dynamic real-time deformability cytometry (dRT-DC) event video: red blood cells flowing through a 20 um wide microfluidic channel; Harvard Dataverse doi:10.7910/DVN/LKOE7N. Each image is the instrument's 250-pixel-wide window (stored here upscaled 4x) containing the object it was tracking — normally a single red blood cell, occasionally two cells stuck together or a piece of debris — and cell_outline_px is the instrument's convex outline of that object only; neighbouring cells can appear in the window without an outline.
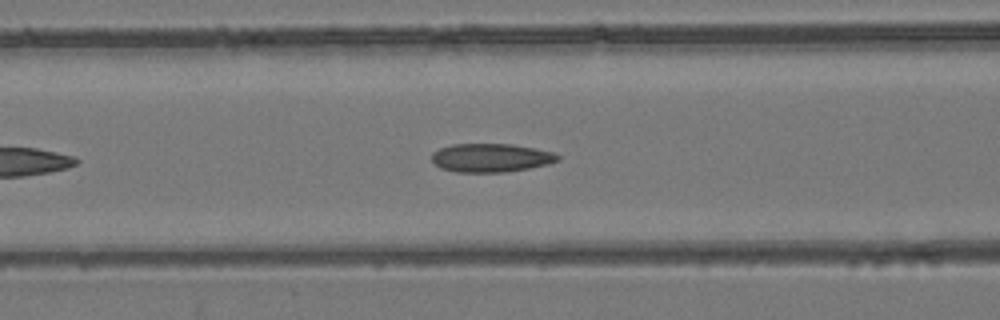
{"species": "common noctule bat (a hibernating species)", "species_latin": "Nyctalus noctula", "temperature_condition": "room temperature", "stored_images_in_passage": 31, "camera_frame_rate_fps": 3000, "um_per_image_px": 0.085, "animal": {"sex": "female", "body_mass_g": 24.6, "forearm_length_mm": 56.2}, "frame": {"image": 1, "passage_image": 10, "time_ms": 3.0, "image_size_px": [1000, 320], "cell_outline_px": [[560, 160], [548, 164], [528, 168], [504, 172], [456, 172], [440, 168], [432, 160], [432, 152], [440, 148], [452, 144], [512, 144], [536, 148], [556, 152], [560, 156]], "centroid_in_image_um": [41.76, 13.4], "position_along_channel_um": 124.8, "area_um2": 21.1}}
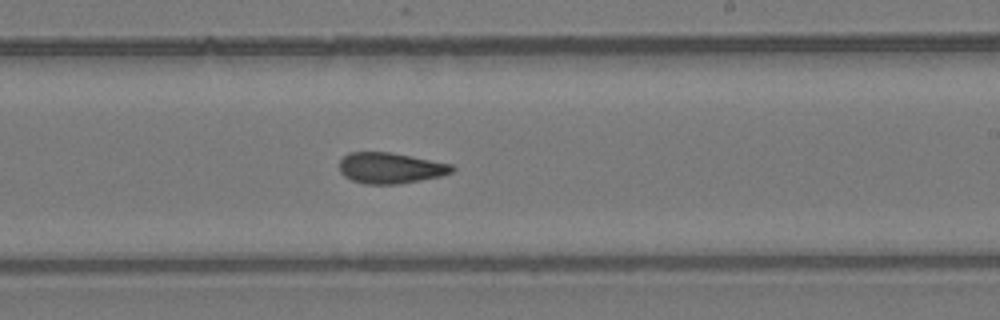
{"frame": {"image": 2, "passage_image": 20, "time_ms": 6.333, "image_size_px": [1000, 320], "cell_outline_px": [[456, 168], [452, 172], [440, 176], [420, 180], [396, 184], [364, 184], [352, 180], [344, 176], [340, 172], [340, 160], [348, 152], [388, 152], [452, 164]], "centroid_in_image_um": [33.16, 14.28], "position_along_channel_um": 255.8, "area_um2": 20.11}}
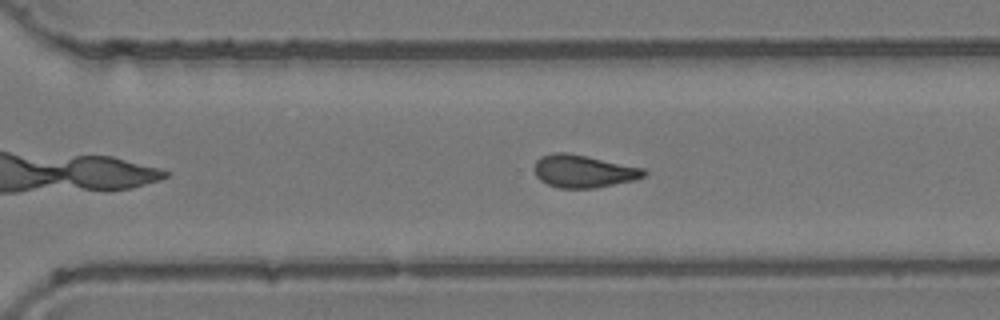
{"frame": {"image": 3, "passage_image": 25, "time_ms": 8.0, "image_size_px": [1000, 320], "cell_outline_px": [[648, 172], [644, 176], [636, 180], [596, 188], [560, 188], [548, 184], [540, 180], [536, 176], [532, 168], [536, 160], [540, 156], [552, 152], [568, 152], [644, 168]], "centroid_in_image_um": [49.57, 14.55], "position_along_channel_um": 321.0, "area_um2": 21.15}, "authors_computed_cell_mechanics": {"area_um2": 20.6924, "velocity_mm_per_s": 3.9295, "shape_relaxation_time_tau1_ms": null, "shape_relaxation_time_tau2_ms": 4.5876, "deformation_change_tau1": null, "deformation_change_tau2": 0.1137}}